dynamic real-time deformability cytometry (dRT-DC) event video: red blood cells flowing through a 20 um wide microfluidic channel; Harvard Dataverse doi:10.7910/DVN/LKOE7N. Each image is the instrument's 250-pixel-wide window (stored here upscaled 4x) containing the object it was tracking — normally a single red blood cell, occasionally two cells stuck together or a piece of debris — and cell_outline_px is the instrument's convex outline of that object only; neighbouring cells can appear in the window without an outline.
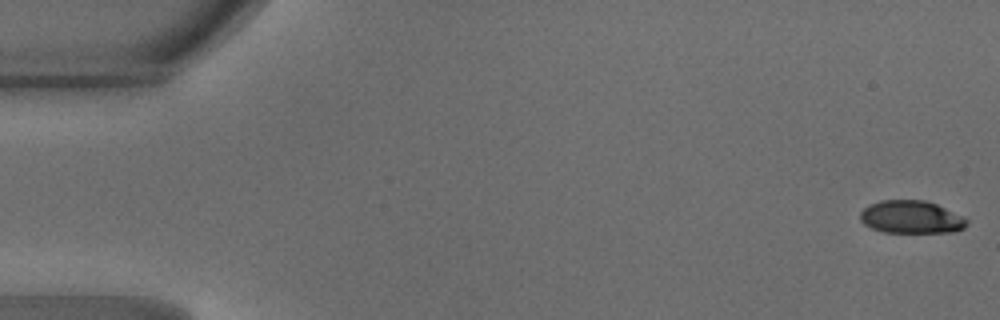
{"species": "common noctule bat (a hibernating species)", "species_latin": "Nyctalus noctula", "temperature_condition": "warm", "stored_images_in_passage": 7, "camera_frame_rate_fps": 3000, "um_per_image_px": 0.085, "animal": {"sex": "male", "body_mass_g": 18.8}, "frame": {"image": 1, "passage_image": 1, "time_ms": 0.0, "image_size_px": [1000, 320], "cell_outline_px": [[968, 224], [964, 228], [956, 232], [884, 232], [872, 228], [864, 224], [860, 220], [860, 212], [868, 204], [880, 200], [924, 200], [936, 204], [964, 216], [968, 220]], "centroid_in_image_um": [77.46, 18.45], "position_along_channel_um": 7.5, "area_um2": 20.52}}